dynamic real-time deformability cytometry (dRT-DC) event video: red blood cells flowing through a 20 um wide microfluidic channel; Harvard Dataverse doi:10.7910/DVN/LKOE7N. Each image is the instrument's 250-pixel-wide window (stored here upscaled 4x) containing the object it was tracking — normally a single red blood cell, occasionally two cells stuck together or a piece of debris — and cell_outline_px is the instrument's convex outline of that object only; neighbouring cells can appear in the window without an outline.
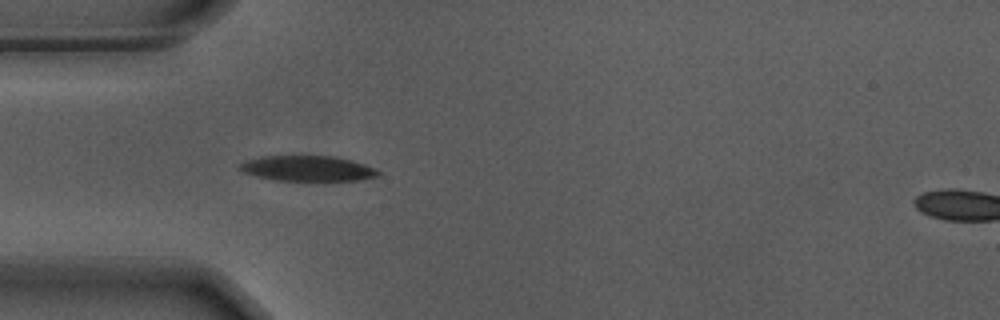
{"species": "Egyptian fruit bat (a non-hibernating species)", "species_latin": "Rousettus aegyptiacus", "temperature_condition": "warm", "stored_images_in_passage": 40, "camera_frame_rate_fps": 3000, "um_per_image_px": 0.085, "animal": {"sex": "male"}, "frame": {"image": 1, "passage_image": 1, "time_ms": 0.0, "image_size_px": [1000, 320], "cell_outline_px": [[380, 176], [360, 180], [324, 184], [276, 180], [256, 176], [244, 172], [236, 168], [244, 160], [264, 156], [336, 156], [352, 160], [364, 164], [380, 172]], "centroid_in_image_um": [26.19, 14.37], "position_along_channel_um": 58.8, "area_um2": 21.62}}
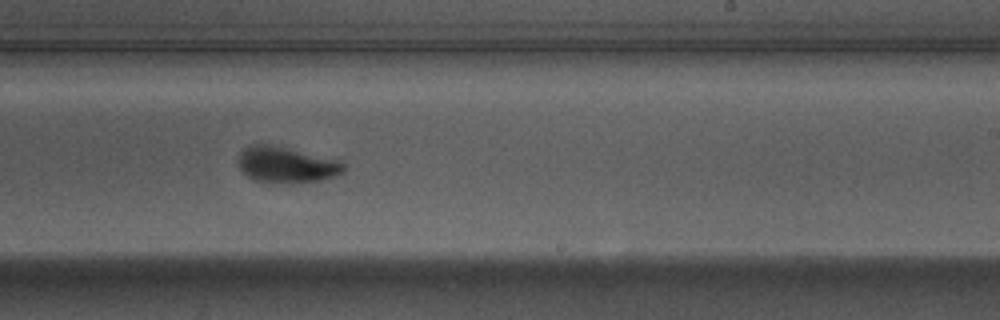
{"frame": {"image": 2, "passage_image": 18, "time_ms": 5.667, "image_size_px": [1000, 320], "cell_outline_px": [[344, 172], [336, 176], [320, 180], [292, 184], [252, 180], [240, 172], [240, 152], [248, 144], [260, 140], [276, 144], [336, 160], [344, 164]], "centroid_in_image_um": [24.27, 13.97], "position_along_channel_um": 264.7, "area_um2": 22.77}}
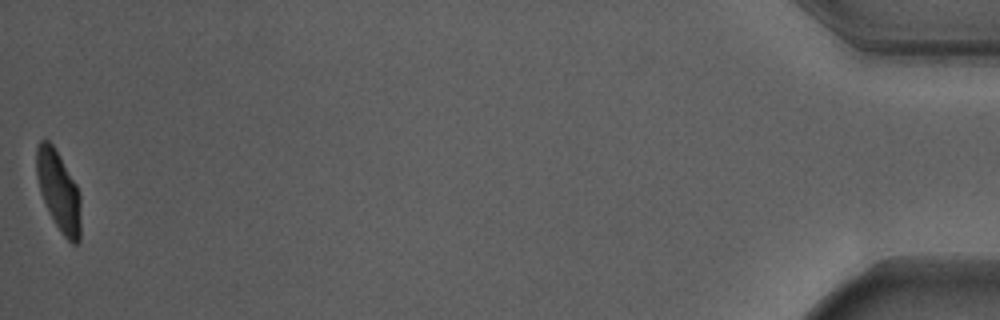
{"frame": {"image": 3, "passage_image": 40, "time_ms": 13.0, "image_size_px": [1000, 320], "cell_outline_px": [[80, 240], [76, 244], [72, 244], [60, 232], [48, 212], [40, 192], [36, 176], [36, 148], [40, 140], [48, 140], [52, 144], [76, 184], [80, 192]], "centroid_in_image_um": [4.97, 16.26], "position_along_channel_um": 430.2, "area_um2": 20.69}, "authors_computed_cell_mechanics": {"area_um2": 21.6172, "velocity_mm_per_s": 3.6845, "shape_relaxation_time_tau1_ms": 2.681, "shape_relaxation_time_tau2_ms": 0.9368, "deformation_change_tau1": 0.1742, "deformation_change_tau2": 0.0569}}